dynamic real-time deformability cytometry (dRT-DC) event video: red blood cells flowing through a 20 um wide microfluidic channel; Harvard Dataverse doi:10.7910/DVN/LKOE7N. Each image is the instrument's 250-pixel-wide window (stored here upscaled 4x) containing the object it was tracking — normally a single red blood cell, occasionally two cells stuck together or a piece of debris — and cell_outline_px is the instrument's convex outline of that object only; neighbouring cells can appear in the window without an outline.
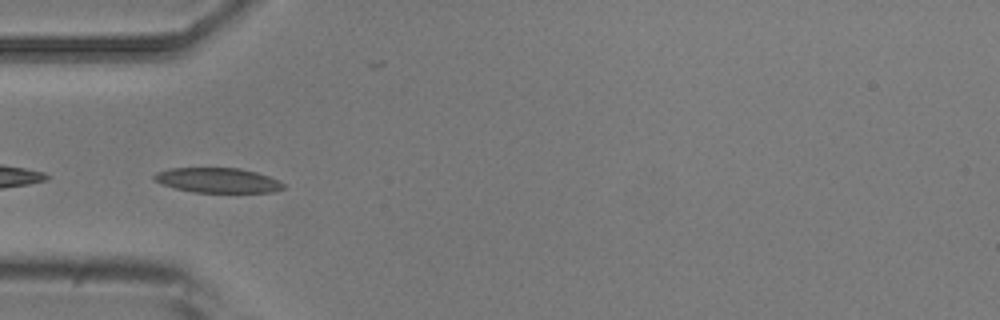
{"species": "common noctule bat (a hibernating species)", "species_latin": "Nyctalus noctula", "temperature_condition": "room temperature", "stored_images_in_passage": 6, "camera_frame_rate_fps": 3000, "um_per_image_px": 0.085, "animal": {"sex": "male", "body_mass_g": 20.5, "forearm_length_mm": 52.5}, "frame": {"image": 1, "passage_image": 5, "time_ms": 4.667, "image_size_px": [1000, 320], "cell_outline_px": [[284, 188], [276, 192], [192, 192], [176, 188], [152, 180], [152, 176], [156, 172], [168, 168], [240, 168], [256, 172], [280, 180], [284, 184]], "centroid_in_image_um": [18.5, 15.32], "position_along_channel_um": 66.5, "area_um2": 18.79}}
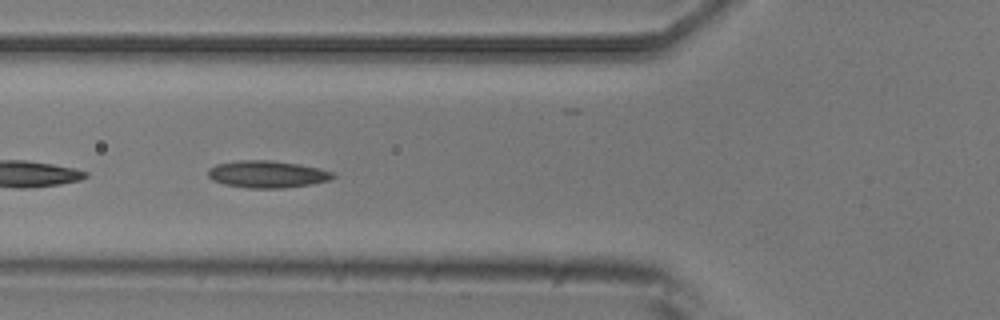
{"frame": {"image": 2, "passage_image": 6, "time_ms": 5.667, "image_size_px": [1000, 320], "cell_outline_px": [[336, 176], [332, 180], [312, 184], [284, 188], [248, 188], [224, 184], [212, 180], [208, 176], [208, 168], [216, 164], [240, 160], [272, 160], [300, 164], [320, 168], [332, 172]], "centroid_in_image_um": [22.73, 14.8], "position_along_channel_um": 103.1, "area_um2": 19.94}}